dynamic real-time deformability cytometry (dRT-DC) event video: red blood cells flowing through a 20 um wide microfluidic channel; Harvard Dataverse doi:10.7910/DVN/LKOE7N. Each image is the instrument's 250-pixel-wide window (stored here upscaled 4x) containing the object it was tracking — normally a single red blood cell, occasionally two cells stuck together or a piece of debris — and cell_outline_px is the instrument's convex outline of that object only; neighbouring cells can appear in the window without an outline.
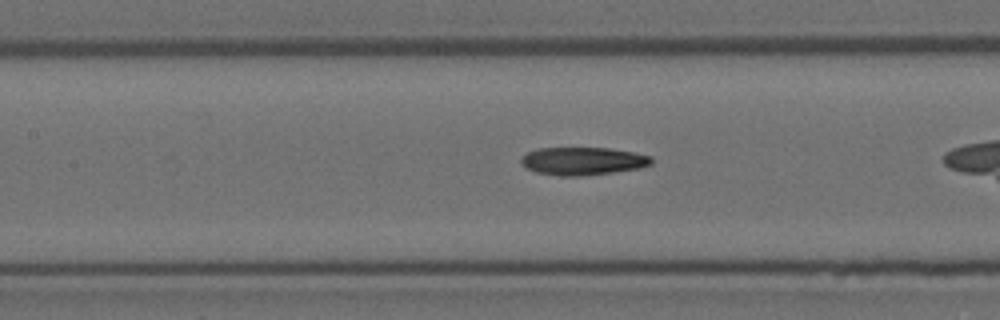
{"species": "Egyptian fruit bat (a non-hibernating species)", "species_latin": "Rousettus aegyptiacus", "temperature_condition": "room temperature", "stored_images_in_passage": 24, "camera_frame_rate_fps": 3000, "um_per_image_px": 0.085, "animal": {"sex": "female"}, "frame": {"image": 1, "passage_image": 8, "time_ms": 2.333, "image_size_px": [1000, 320], "cell_outline_px": [[652, 164], [640, 168], [612, 172], [580, 176], [560, 176], [536, 172], [528, 168], [520, 160], [520, 156], [536, 148], [608, 148], [632, 152], [652, 156]], "centroid_in_image_um": [49.54, 13.68], "position_along_channel_um": 157.9, "area_um2": 21.1}}
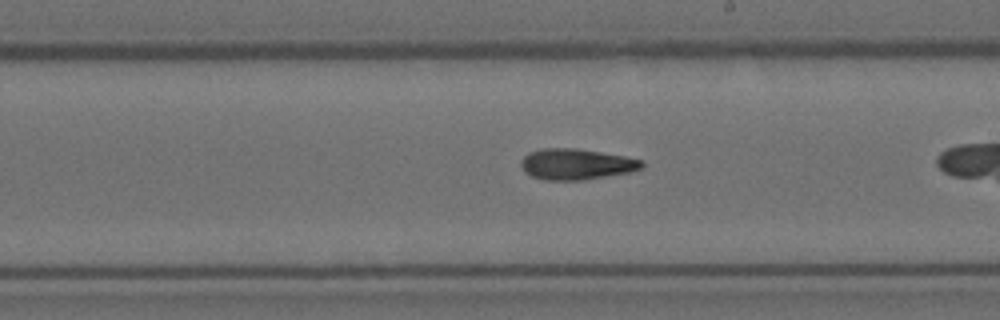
{"frame": {"image": 2, "passage_image": 14, "time_ms": 4.333, "image_size_px": [1000, 320], "cell_outline_px": [[644, 168], [628, 172], [580, 180], [544, 180], [532, 176], [524, 172], [520, 164], [520, 160], [528, 152], [544, 148], [576, 148], [624, 156], [640, 160], [644, 164]], "centroid_in_image_um": [48.93, 13.95], "position_along_channel_um": 240.1, "area_um2": 21.62}}
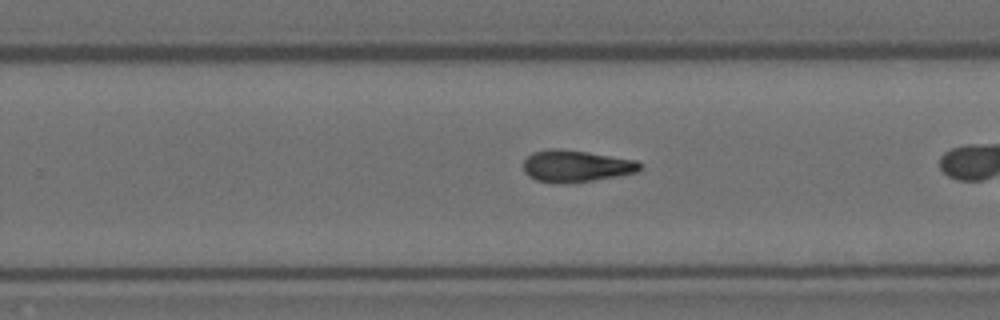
{"frame": {"image": 3, "passage_image": 17, "time_ms": 5.333, "image_size_px": [1000, 320], "cell_outline_px": [[640, 168], [636, 172], [616, 176], [592, 180], [536, 180], [528, 176], [524, 172], [524, 160], [532, 152], [548, 148], [560, 148], [588, 152], [636, 160], [640, 164]], "centroid_in_image_um": [48.94, 14.05], "position_along_channel_um": 280.9, "area_um2": 20.75}}